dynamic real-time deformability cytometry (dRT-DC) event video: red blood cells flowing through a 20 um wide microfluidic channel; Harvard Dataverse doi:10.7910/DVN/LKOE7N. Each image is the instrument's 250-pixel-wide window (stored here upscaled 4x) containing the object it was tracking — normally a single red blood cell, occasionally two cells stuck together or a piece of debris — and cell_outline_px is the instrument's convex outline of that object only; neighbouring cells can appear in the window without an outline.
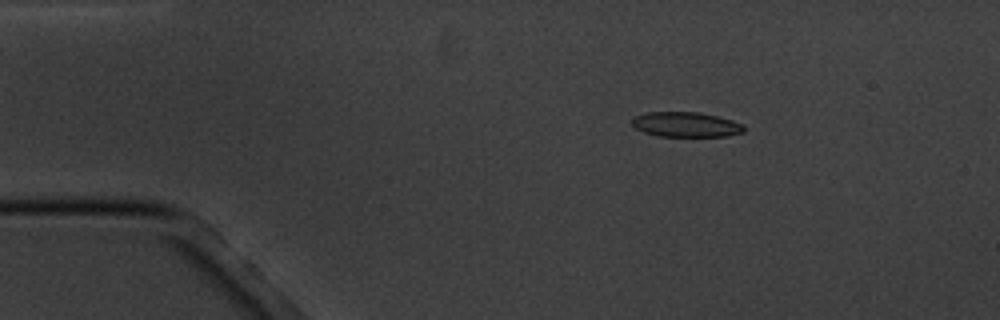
{"species": "common noctule bat (a hibernating species)", "species_latin": "Nyctalus noctula", "temperature_condition": "cold", "stored_images_in_passage": 4, "camera_frame_rate_fps": 3000, "um_per_image_px": 0.085, "animal": {"sex": "male", "body_mass_g": 20.1, "forearm_length_mm": 53.5}, "frame": {"image": 1, "passage_image": 1, "time_ms": 0.0, "image_size_px": [1000, 320], "cell_outline_px": [[744, 132], [728, 136], [656, 136], [644, 132], [636, 128], [632, 124], [632, 120], [636, 116], [648, 112], [700, 112], [732, 120], [744, 124]], "centroid_in_image_um": [58.33, 10.59], "position_along_channel_um": 26.7, "area_um2": 16.24}}